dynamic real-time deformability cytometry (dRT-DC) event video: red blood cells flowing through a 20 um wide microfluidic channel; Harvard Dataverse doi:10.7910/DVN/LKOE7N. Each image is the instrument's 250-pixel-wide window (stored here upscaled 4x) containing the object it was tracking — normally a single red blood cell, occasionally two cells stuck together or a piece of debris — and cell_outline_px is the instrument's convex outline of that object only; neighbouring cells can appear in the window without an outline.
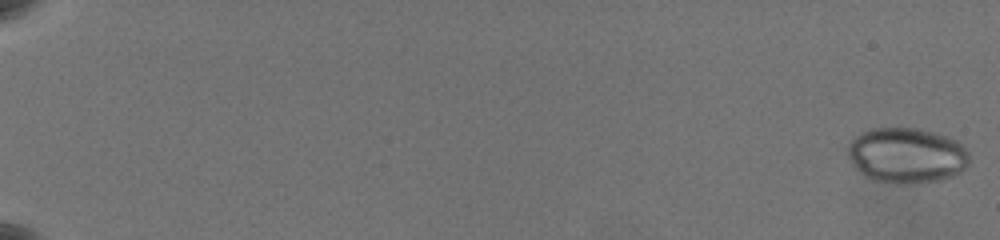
{"species": "common noctule bat (a hibernating species)", "species_latin": "Nyctalus noctula", "temperature_condition": "warm", "stored_images_in_passage": 63, "camera_frame_rate_fps": 3000, "um_per_image_px": 0.085, "animal": {"sex": "female", "body_mass_g": 19.5, "forearm_length_mm": 54.1}, "frame": {"image": 1, "passage_image": 1, "time_ms": 0.0, "image_size_px": [1000, 240], "cell_outline_px": [[968, 164], [960, 172], [940, 180], [900, 184], [896, 184], [872, 180], [864, 176], [852, 164], [848, 156], [848, 144], [856, 136], [872, 128], [916, 128], [936, 132], [948, 136], [956, 140], [968, 152]], "centroid_in_image_um": [77.05, 13.21], "position_along_channel_um": 8.0, "area_um2": 39.19}}
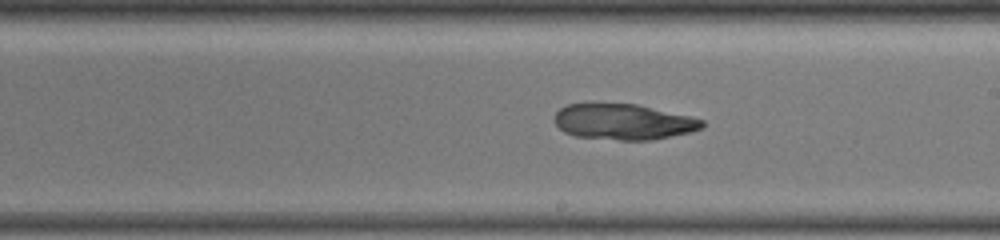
{"frame": {"image": 2, "passage_image": 40, "time_ms": 13.0, "image_size_px": [1000, 240], "cell_outline_px": [[704, 124], [700, 128], [692, 132], [648, 140], [620, 140], [576, 136], [564, 132], [552, 120], [556, 112], [560, 108], [568, 104], [636, 104], [688, 116], [704, 120]], "centroid_in_image_um": [52.95, 10.36], "position_along_channel_um": 236.0, "area_um2": 30.4}}
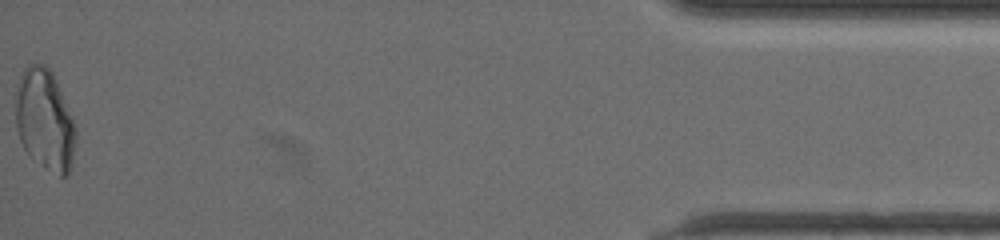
{"frame": {"image": 3, "passage_image": 63, "time_ms": 20.667, "image_size_px": [1000, 240], "cell_outline_px": [[76, 140], [72, 164], [68, 176], [60, 176], [32, 160], [24, 148], [20, 140], [16, 128], [16, 84], [24, 68], [28, 64], [44, 64], [52, 72], [76, 128]], "centroid_in_image_um": [3.79, 10.22], "position_along_channel_um": 431.4, "area_um2": 35.43}}